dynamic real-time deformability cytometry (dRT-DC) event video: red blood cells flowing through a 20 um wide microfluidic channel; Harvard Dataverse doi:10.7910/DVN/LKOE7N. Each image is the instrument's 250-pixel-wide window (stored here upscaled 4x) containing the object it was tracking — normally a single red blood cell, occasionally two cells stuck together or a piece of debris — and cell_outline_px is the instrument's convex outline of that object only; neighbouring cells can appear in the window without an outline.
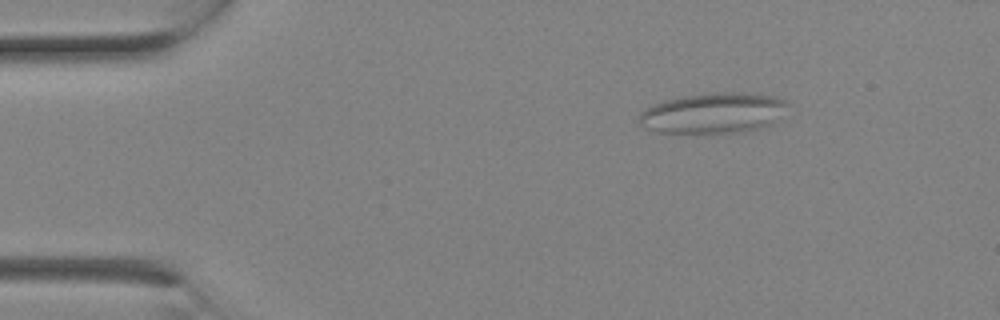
{"species": "Egyptian fruit bat (a non-hibernating species)", "species_latin": "Rousettus aegyptiacus", "temperature_condition": "room temperature", "stored_images_in_passage": 3, "camera_frame_rate_fps": 3000, "um_per_image_px": 0.085, "animal": {"sex": "female"}, "frame": {"image": 1, "passage_image": 1, "time_ms": 0.0, "image_size_px": [1000, 320], "cell_outline_px": [[788, 104], [772, 124], [760, 128], [744, 132], [696, 136], [660, 132], [644, 128], [636, 120], [640, 112], [644, 108], [652, 104], [664, 100], [680, 96], [712, 92], [744, 92], [776, 96], [788, 100]], "centroid_in_image_um": [60.55, 9.64], "position_along_channel_um": 24.4, "area_um2": 36.59}}